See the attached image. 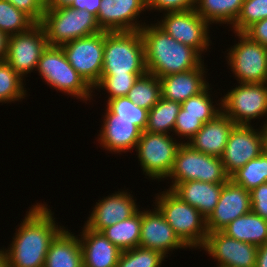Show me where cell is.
I'll use <instances>...</instances> for the list:
<instances>
[{
  "instance_id": "4dcf8cb0",
  "label": "cell",
  "mask_w": 267,
  "mask_h": 267,
  "mask_svg": "<svg viewBox=\"0 0 267 267\" xmlns=\"http://www.w3.org/2000/svg\"><path fill=\"white\" fill-rule=\"evenodd\" d=\"M230 179L247 191L267 182V152L263 151L257 158L250 160L234 173Z\"/></svg>"
},
{
  "instance_id": "5bb4252c",
  "label": "cell",
  "mask_w": 267,
  "mask_h": 267,
  "mask_svg": "<svg viewBox=\"0 0 267 267\" xmlns=\"http://www.w3.org/2000/svg\"><path fill=\"white\" fill-rule=\"evenodd\" d=\"M259 130V131H258ZM264 151L262 129L251 125H235L230 132L221 160L226 174L231 177L250 160Z\"/></svg>"
},
{
  "instance_id": "7c38bea8",
  "label": "cell",
  "mask_w": 267,
  "mask_h": 267,
  "mask_svg": "<svg viewBox=\"0 0 267 267\" xmlns=\"http://www.w3.org/2000/svg\"><path fill=\"white\" fill-rule=\"evenodd\" d=\"M163 14V18L156 24L168 35L182 44L191 46L200 54L209 49L211 43L209 37L210 24L195 9Z\"/></svg>"
},
{
  "instance_id": "4316f807",
  "label": "cell",
  "mask_w": 267,
  "mask_h": 267,
  "mask_svg": "<svg viewBox=\"0 0 267 267\" xmlns=\"http://www.w3.org/2000/svg\"><path fill=\"white\" fill-rule=\"evenodd\" d=\"M244 0H196L195 11L209 24H231L240 14Z\"/></svg>"
},
{
  "instance_id": "f6af8a7d",
  "label": "cell",
  "mask_w": 267,
  "mask_h": 267,
  "mask_svg": "<svg viewBox=\"0 0 267 267\" xmlns=\"http://www.w3.org/2000/svg\"><path fill=\"white\" fill-rule=\"evenodd\" d=\"M256 267H267V242L258 246Z\"/></svg>"
},
{
  "instance_id": "8992f818",
  "label": "cell",
  "mask_w": 267,
  "mask_h": 267,
  "mask_svg": "<svg viewBox=\"0 0 267 267\" xmlns=\"http://www.w3.org/2000/svg\"><path fill=\"white\" fill-rule=\"evenodd\" d=\"M36 71L47 85L81 101H90L93 89L70 65L60 46H47L42 52Z\"/></svg>"
},
{
  "instance_id": "836d02e7",
  "label": "cell",
  "mask_w": 267,
  "mask_h": 267,
  "mask_svg": "<svg viewBox=\"0 0 267 267\" xmlns=\"http://www.w3.org/2000/svg\"><path fill=\"white\" fill-rule=\"evenodd\" d=\"M106 107L116 115V119L134 120V124L145 131L149 110L135 105L127 96L107 100Z\"/></svg>"
},
{
  "instance_id": "7a4b0ae2",
  "label": "cell",
  "mask_w": 267,
  "mask_h": 267,
  "mask_svg": "<svg viewBox=\"0 0 267 267\" xmlns=\"http://www.w3.org/2000/svg\"><path fill=\"white\" fill-rule=\"evenodd\" d=\"M144 44L147 73L157 77L198 68L204 60L191 46L182 44L168 35L156 23L140 29Z\"/></svg>"
},
{
  "instance_id": "f35d334b",
  "label": "cell",
  "mask_w": 267,
  "mask_h": 267,
  "mask_svg": "<svg viewBox=\"0 0 267 267\" xmlns=\"http://www.w3.org/2000/svg\"><path fill=\"white\" fill-rule=\"evenodd\" d=\"M208 85L202 92L192 96L181 103V108L184 110V114L193 115H218L222 112L221 102L213 105V99L211 100L210 88ZM220 106V107H219Z\"/></svg>"
},
{
  "instance_id": "f1b7e54d",
  "label": "cell",
  "mask_w": 267,
  "mask_h": 267,
  "mask_svg": "<svg viewBox=\"0 0 267 267\" xmlns=\"http://www.w3.org/2000/svg\"><path fill=\"white\" fill-rule=\"evenodd\" d=\"M180 108L181 103L161 97L157 104L149 110L145 131L170 135L174 130Z\"/></svg>"
},
{
  "instance_id": "7bdbcfd3",
  "label": "cell",
  "mask_w": 267,
  "mask_h": 267,
  "mask_svg": "<svg viewBox=\"0 0 267 267\" xmlns=\"http://www.w3.org/2000/svg\"><path fill=\"white\" fill-rule=\"evenodd\" d=\"M251 40L267 47V18L255 22L244 32Z\"/></svg>"
},
{
  "instance_id": "44dd1931",
  "label": "cell",
  "mask_w": 267,
  "mask_h": 267,
  "mask_svg": "<svg viewBox=\"0 0 267 267\" xmlns=\"http://www.w3.org/2000/svg\"><path fill=\"white\" fill-rule=\"evenodd\" d=\"M235 125L232 119L221 112L213 120L204 123L203 127L186 143L194 150L221 158Z\"/></svg>"
},
{
  "instance_id": "7dc6e473",
  "label": "cell",
  "mask_w": 267,
  "mask_h": 267,
  "mask_svg": "<svg viewBox=\"0 0 267 267\" xmlns=\"http://www.w3.org/2000/svg\"><path fill=\"white\" fill-rule=\"evenodd\" d=\"M74 0H50V8L71 6Z\"/></svg>"
},
{
  "instance_id": "f907efd6",
  "label": "cell",
  "mask_w": 267,
  "mask_h": 267,
  "mask_svg": "<svg viewBox=\"0 0 267 267\" xmlns=\"http://www.w3.org/2000/svg\"><path fill=\"white\" fill-rule=\"evenodd\" d=\"M36 2L44 9H50V0H36Z\"/></svg>"
},
{
  "instance_id": "5b68a950",
  "label": "cell",
  "mask_w": 267,
  "mask_h": 267,
  "mask_svg": "<svg viewBox=\"0 0 267 267\" xmlns=\"http://www.w3.org/2000/svg\"><path fill=\"white\" fill-rule=\"evenodd\" d=\"M40 24L45 30L49 46H62L102 31L93 14L71 6L46 9Z\"/></svg>"
},
{
  "instance_id": "7402d4cb",
  "label": "cell",
  "mask_w": 267,
  "mask_h": 267,
  "mask_svg": "<svg viewBox=\"0 0 267 267\" xmlns=\"http://www.w3.org/2000/svg\"><path fill=\"white\" fill-rule=\"evenodd\" d=\"M84 229V230H83ZM80 239L83 267H116L121 250L102 232L83 226Z\"/></svg>"
},
{
  "instance_id": "e0dca14e",
  "label": "cell",
  "mask_w": 267,
  "mask_h": 267,
  "mask_svg": "<svg viewBox=\"0 0 267 267\" xmlns=\"http://www.w3.org/2000/svg\"><path fill=\"white\" fill-rule=\"evenodd\" d=\"M251 212L250 191L229 179L222 188L214 211L206 219L207 232L221 231L236 218Z\"/></svg>"
},
{
  "instance_id": "83f0119b",
  "label": "cell",
  "mask_w": 267,
  "mask_h": 267,
  "mask_svg": "<svg viewBox=\"0 0 267 267\" xmlns=\"http://www.w3.org/2000/svg\"><path fill=\"white\" fill-rule=\"evenodd\" d=\"M102 233L121 251L138 247L141 234V210L130 218L105 228Z\"/></svg>"
},
{
  "instance_id": "60d3db41",
  "label": "cell",
  "mask_w": 267,
  "mask_h": 267,
  "mask_svg": "<svg viewBox=\"0 0 267 267\" xmlns=\"http://www.w3.org/2000/svg\"><path fill=\"white\" fill-rule=\"evenodd\" d=\"M251 211L267 220V182L250 191Z\"/></svg>"
},
{
  "instance_id": "9c48e42d",
  "label": "cell",
  "mask_w": 267,
  "mask_h": 267,
  "mask_svg": "<svg viewBox=\"0 0 267 267\" xmlns=\"http://www.w3.org/2000/svg\"><path fill=\"white\" fill-rule=\"evenodd\" d=\"M239 42L230 47L227 63L238 83L267 82V47L251 40L243 32H234Z\"/></svg>"
},
{
  "instance_id": "8fae6325",
  "label": "cell",
  "mask_w": 267,
  "mask_h": 267,
  "mask_svg": "<svg viewBox=\"0 0 267 267\" xmlns=\"http://www.w3.org/2000/svg\"><path fill=\"white\" fill-rule=\"evenodd\" d=\"M105 31L72 40L62 46L70 65L93 89L101 78Z\"/></svg>"
},
{
  "instance_id": "9a60e30c",
  "label": "cell",
  "mask_w": 267,
  "mask_h": 267,
  "mask_svg": "<svg viewBox=\"0 0 267 267\" xmlns=\"http://www.w3.org/2000/svg\"><path fill=\"white\" fill-rule=\"evenodd\" d=\"M217 262V267H256L258 246L238 241L222 231L208 233L201 248Z\"/></svg>"
},
{
  "instance_id": "ba28073f",
  "label": "cell",
  "mask_w": 267,
  "mask_h": 267,
  "mask_svg": "<svg viewBox=\"0 0 267 267\" xmlns=\"http://www.w3.org/2000/svg\"><path fill=\"white\" fill-rule=\"evenodd\" d=\"M171 135L143 131L135 151L143 174L160 181L170 174L176 153L182 142Z\"/></svg>"
},
{
  "instance_id": "603a6c76",
  "label": "cell",
  "mask_w": 267,
  "mask_h": 267,
  "mask_svg": "<svg viewBox=\"0 0 267 267\" xmlns=\"http://www.w3.org/2000/svg\"><path fill=\"white\" fill-rule=\"evenodd\" d=\"M204 62L193 70L160 77L161 93L164 99L183 103L188 98L202 92L209 83L205 79L207 73Z\"/></svg>"
},
{
  "instance_id": "4fadbf2b",
  "label": "cell",
  "mask_w": 267,
  "mask_h": 267,
  "mask_svg": "<svg viewBox=\"0 0 267 267\" xmlns=\"http://www.w3.org/2000/svg\"><path fill=\"white\" fill-rule=\"evenodd\" d=\"M47 46L45 30L36 23L26 32L9 36L6 62L25 79L28 73L36 71Z\"/></svg>"
},
{
  "instance_id": "52a82bcc",
  "label": "cell",
  "mask_w": 267,
  "mask_h": 267,
  "mask_svg": "<svg viewBox=\"0 0 267 267\" xmlns=\"http://www.w3.org/2000/svg\"><path fill=\"white\" fill-rule=\"evenodd\" d=\"M167 178L172 179L170 190L178 183L198 180L208 183H226V174L221 158L194 150L185 140L178 148L173 168Z\"/></svg>"
},
{
  "instance_id": "681fc988",
  "label": "cell",
  "mask_w": 267,
  "mask_h": 267,
  "mask_svg": "<svg viewBox=\"0 0 267 267\" xmlns=\"http://www.w3.org/2000/svg\"><path fill=\"white\" fill-rule=\"evenodd\" d=\"M266 122V123H265ZM264 122L263 126H260L263 132V137H264V151L267 152V120Z\"/></svg>"
},
{
  "instance_id": "cb8c5ba5",
  "label": "cell",
  "mask_w": 267,
  "mask_h": 267,
  "mask_svg": "<svg viewBox=\"0 0 267 267\" xmlns=\"http://www.w3.org/2000/svg\"><path fill=\"white\" fill-rule=\"evenodd\" d=\"M224 183H208L198 180L178 183L172 191L184 202L195 207L206 219L214 211Z\"/></svg>"
},
{
  "instance_id": "d590c367",
  "label": "cell",
  "mask_w": 267,
  "mask_h": 267,
  "mask_svg": "<svg viewBox=\"0 0 267 267\" xmlns=\"http://www.w3.org/2000/svg\"><path fill=\"white\" fill-rule=\"evenodd\" d=\"M145 74H127V75H101L99 82L93 87V90L105 89L108 100L127 96L128 92L135 84L137 79Z\"/></svg>"
},
{
  "instance_id": "d4e9b609",
  "label": "cell",
  "mask_w": 267,
  "mask_h": 267,
  "mask_svg": "<svg viewBox=\"0 0 267 267\" xmlns=\"http://www.w3.org/2000/svg\"><path fill=\"white\" fill-rule=\"evenodd\" d=\"M44 267H83L79 237L64 227L51 241Z\"/></svg>"
},
{
  "instance_id": "30bf717a",
  "label": "cell",
  "mask_w": 267,
  "mask_h": 267,
  "mask_svg": "<svg viewBox=\"0 0 267 267\" xmlns=\"http://www.w3.org/2000/svg\"><path fill=\"white\" fill-rule=\"evenodd\" d=\"M220 101L222 112L236 125H251L252 119L267 116V82L239 83Z\"/></svg>"
},
{
  "instance_id": "277c9868",
  "label": "cell",
  "mask_w": 267,
  "mask_h": 267,
  "mask_svg": "<svg viewBox=\"0 0 267 267\" xmlns=\"http://www.w3.org/2000/svg\"><path fill=\"white\" fill-rule=\"evenodd\" d=\"M156 208L164 216L180 240L190 248H202L208 232L206 218L193 206L184 202L172 190L155 196Z\"/></svg>"
},
{
  "instance_id": "ffe728a7",
  "label": "cell",
  "mask_w": 267,
  "mask_h": 267,
  "mask_svg": "<svg viewBox=\"0 0 267 267\" xmlns=\"http://www.w3.org/2000/svg\"><path fill=\"white\" fill-rule=\"evenodd\" d=\"M105 111L102 128L97 135L101 147L116 154L136 149L142 131L134 124V120L116 119V115L108 108Z\"/></svg>"
},
{
  "instance_id": "bcb514c9",
  "label": "cell",
  "mask_w": 267,
  "mask_h": 267,
  "mask_svg": "<svg viewBox=\"0 0 267 267\" xmlns=\"http://www.w3.org/2000/svg\"><path fill=\"white\" fill-rule=\"evenodd\" d=\"M9 36L0 30V62L6 61Z\"/></svg>"
},
{
  "instance_id": "d6986e66",
  "label": "cell",
  "mask_w": 267,
  "mask_h": 267,
  "mask_svg": "<svg viewBox=\"0 0 267 267\" xmlns=\"http://www.w3.org/2000/svg\"><path fill=\"white\" fill-rule=\"evenodd\" d=\"M139 246L159 251L165 256L174 249L188 248L156 207L152 211H141Z\"/></svg>"
},
{
  "instance_id": "ee69618b",
  "label": "cell",
  "mask_w": 267,
  "mask_h": 267,
  "mask_svg": "<svg viewBox=\"0 0 267 267\" xmlns=\"http://www.w3.org/2000/svg\"><path fill=\"white\" fill-rule=\"evenodd\" d=\"M101 0H74L71 7L78 10H87L95 17L98 15Z\"/></svg>"
},
{
  "instance_id": "2e32d148",
  "label": "cell",
  "mask_w": 267,
  "mask_h": 267,
  "mask_svg": "<svg viewBox=\"0 0 267 267\" xmlns=\"http://www.w3.org/2000/svg\"><path fill=\"white\" fill-rule=\"evenodd\" d=\"M146 10L147 0H101L96 20L102 31H140L137 19Z\"/></svg>"
},
{
  "instance_id": "b9f144b4",
  "label": "cell",
  "mask_w": 267,
  "mask_h": 267,
  "mask_svg": "<svg viewBox=\"0 0 267 267\" xmlns=\"http://www.w3.org/2000/svg\"><path fill=\"white\" fill-rule=\"evenodd\" d=\"M27 14L35 23H41L45 10L36 0H5Z\"/></svg>"
},
{
  "instance_id": "484cf974",
  "label": "cell",
  "mask_w": 267,
  "mask_h": 267,
  "mask_svg": "<svg viewBox=\"0 0 267 267\" xmlns=\"http://www.w3.org/2000/svg\"><path fill=\"white\" fill-rule=\"evenodd\" d=\"M221 231L233 239L257 246L267 242V220L252 211L236 218Z\"/></svg>"
},
{
  "instance_id": "c3c4849f",
  "label": "cell",
  "mask_w": 267,
  "mask_h": 267,
  "mask_svg": "<svg viewBox=\"0 0 267 267\" xmlns=\"http://www.w3.org/2000/svg\"><path fill=\"white\" fill-rule=\"evenodd\" d=\"M0 267H9L8 266V258L5 252V249H0Z\"/></svg>"
},
{
  "instance_id": "ab89813d",
  "label": "cell",
  "mask_w": 267,
  "mask_h": 267,
  "mask_svg": "<svg viewBox=\"0 0 267 267\" xmlns=\"http://www.w3.org/2000/svg\"><path fill=\"white\" fill-rule=\"evenodd\" d=\"M196 0H147V9L160 12H184L195 9Z\"/></svg>"
},
{
  "instance_id": "6da1fadb",
  "label": "cell",
  "mask_w": 267,
  "mask_h": 267,
  "mask_svg": "<svg viewBox=\"0 0 267 267\" xmlns=\"http://www.w3.org/2000/svg\"><path fill=\"white\" fill-rule=\"evenodd\" d=\"M53 214L43 203L26 212L10 247L5 249L9 267H44L51 241L64 228L56 225Z\"/></svg>"
},
{
  "instance_id": "f546056e",
  "label": "cell",
  "mask_w": 267,
  "mask_h": 267,
  "mask_svg": "<svg viewBox=\"0 0 267 267\" xmlns=\"http://www.w3.org/2000/svg\"><path fill=\"white\" fill-rule=\"evenodd\" d=\"M127 97L139 107L152 109L162 97L160 78L149 73L139 77Z\"/></svg>"
},
{
  "instance_id": "d6a6232c",
  "label": "cell",
  "mask_w": 267,
  "mask_h": 267,
  "mask_svg": "<svg viewBox=\"0 0 267 267\" xmlns=\"http://www.w3.org/2000/svg\"><path fill=\"white\" fill-rule=\"evenodd\" d=\"M23 78L6 62H0V103L25 99Z\"/></svg>"
},
{
  "instance_id": "ac0fdd59",
  "label": "cell",
  "mask_w": 267,
  "mask_h": 267,
  "mask_svg": "<svg viewBox=\"0 0 267 267\" xmlns=\"http://www.w3.org/2000/svg\"><path fill=\"white\" fill-rule=\"evenodd\" d=\"M127 191H115L112 195L96 202L85 226L93 231L102 232L105 228L126 220L140 209Z\"/></svg>"
},
{
  "instance_id": "1f68e13d",
  "label": "cell",
  "mask_w": 267,
  "mask_h": 267,
  "mask_svg": "<svg viewBox=\"0 0 267 267\" xmlns=\"http://www.w3.org/2000/svg\"><path fill=\"white\" fill-rule=\"evenodd\" d=\"M36 23L11 3L0 0V30L8 36L28 31Z\"/></svg>"
},
{
  "instance_id": "74e56055",
  "label": "cell",
  "mask_w": 267,
  "mask_h": 267,
  "mask_svg": "<svg viewBox=\"0 0 267 267\" xmlns=\"http://www.w3.org/2000/svg\"><path fill=\"white\" fill-rule=\"evenodd\" d=\"M217 115H193L184 114V110L180 108L176 118L173 135H177L179 138L187 140L189 142L191 138L203 127V124L213 120Z\"/></svg>"
},
{
  "instance_id": "8d00e7d4",
  "label": "cell",
  "mask_w": 267,
  "mask_h": 267,
  "mask_svg": "<svg viewBox=\"0 0 267 267\" xmlns=\"http://www.w3.org/2000/svg\"><path fill=\"white\" fill-rule=\"evenodd\" d=\"M267 18V0H244L240 14L231 28L244 32L255 22Z\"/></svg>"
},
{
  "instance_id": "3957f363",
  "label": "cell",
  "mask_w": 267,
  "mask_h": 267,
  "mask_svg": "<svg viewBox=\"0 0 267 267\" xmlns=\"http://www.w3.org/2000/svg\"><path fill=\"white\" fill-rule=\"evenodd\" d=\"M140 31H105L101 75L146 74Z\"/></svg>"
},
{
  "instance_id": "e575fe53",
  "label": "cell",
  "mask_w": 267,
  "mask_h": 267,
  "mask_svg": "<svg viewBox=\"0 0 267 267\" xmlns=\"http://www.w3.org/2000/svg\"><path fill=\"white\" fill-rule=\"evenodd\" d=\"M165 257L159 251L138 246L122 251L116 267H160Z\"/></svg>"
}]
</instances>
